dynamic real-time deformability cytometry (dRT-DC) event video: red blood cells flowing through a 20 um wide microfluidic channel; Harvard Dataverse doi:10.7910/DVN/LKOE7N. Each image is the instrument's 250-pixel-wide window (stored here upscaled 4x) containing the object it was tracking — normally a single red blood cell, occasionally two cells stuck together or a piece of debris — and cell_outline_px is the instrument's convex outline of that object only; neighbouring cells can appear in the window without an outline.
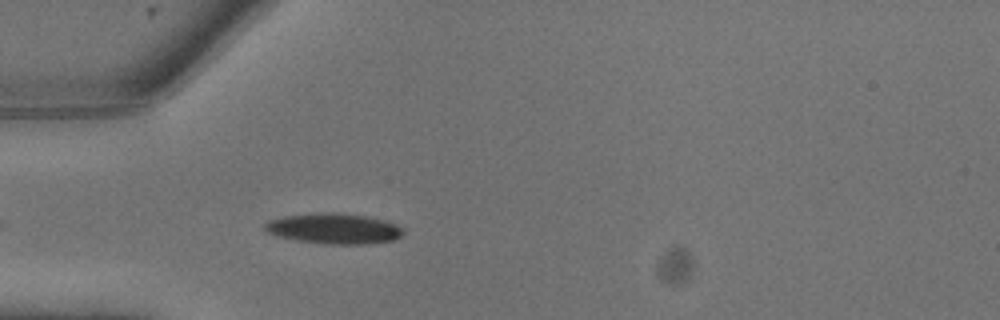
{"species": "common noctule bat (a hibernating species)", "species_latin": "Nyctalus noctula", "temperature_condition": "warm", "stored_images_in_passage": 5, "camera_frame_rate_fps": 3000, "um_per_image_px": 0.085, "animal": {"sex": "male", "body_mass_g": 13.3}, "frame": {"image": 1, "passage_image": 5, "time_ms": 1.333, "image_size_px": [1000, 320], "cell_outline_px": [[404, 232], [396, 240], [364, 244], [324, 244], [296, 240], [280, 236], [268, 232], [264, 228], [264, 224], [268, 220], [284, 216], [320, 212], [336, 212], [368, 216], [384, 220], [396, 224], [404, 228]], "centroid_in_image_um": [28.41, 19.42], "position_along_channel_um": 56.6, "area_um2": 24.74}}